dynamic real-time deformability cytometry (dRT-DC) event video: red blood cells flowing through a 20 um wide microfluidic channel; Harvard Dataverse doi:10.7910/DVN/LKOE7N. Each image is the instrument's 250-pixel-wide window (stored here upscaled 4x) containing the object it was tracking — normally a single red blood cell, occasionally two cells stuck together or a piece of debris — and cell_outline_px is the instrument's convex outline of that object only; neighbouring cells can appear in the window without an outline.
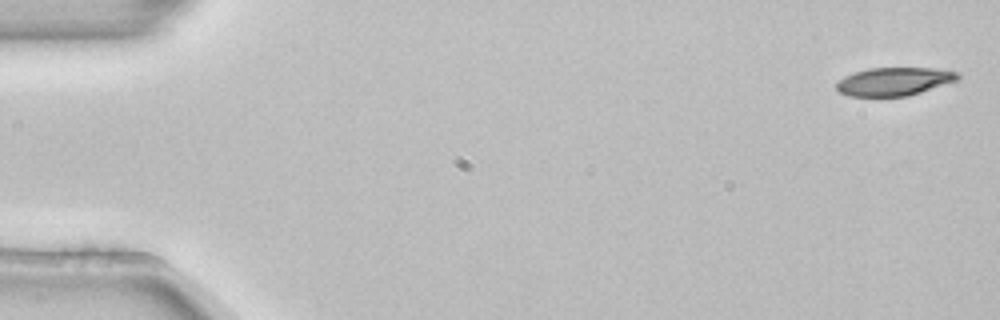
{"species": "common noctule bat (a hibernating species)", "species_latin": "Nyctalus noctula", "temperature_condition": "room temperature", "stored_images_in_passage": 3, "camera_frame_rate_fps": 3000, "um_per_image_px": 0.085, "animal": {"sex": "female", "body_mass_g": 22.7, "forearm_length_mm": 54.2}, "frame": {"image": 1, "passage_image": 1, "time_ms": 0.0, "image_size_px": [1000, 320], "cell_outline_px": [[960, 76], [956, 80], [908, 96], [848, 96], [840, 92], [836, 88], [836, 80], [844, 76], [868, 68], [948, 68], [960, 72]], "centroid_in_image_um": [76.01, 6.91], "position_along_channel_um": 9.0, "area_um2": 20.06}}
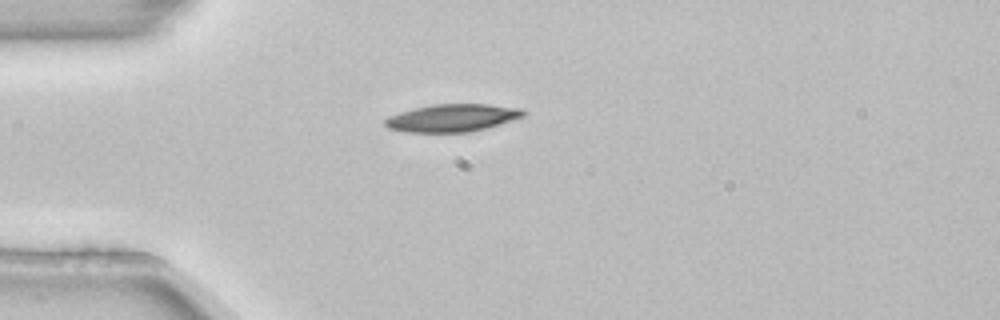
{"frame": {"image": 2, "passage_image": 3, "time_ms": 0.667, "image_size_px": [1000, 320], "cell_outline_px": [[528, 112], [524, 116], [484, 128], [468, 132], [404, 132], [388, 128], [384, 124], [384, 120], [388, 116], [400, 112], [432, 104], [488, 104], [520, 108]], "centroid_in_image_um": [38.42, 10.01], "position_along_channel_um": 46.6, "area_um2": 22.08}}